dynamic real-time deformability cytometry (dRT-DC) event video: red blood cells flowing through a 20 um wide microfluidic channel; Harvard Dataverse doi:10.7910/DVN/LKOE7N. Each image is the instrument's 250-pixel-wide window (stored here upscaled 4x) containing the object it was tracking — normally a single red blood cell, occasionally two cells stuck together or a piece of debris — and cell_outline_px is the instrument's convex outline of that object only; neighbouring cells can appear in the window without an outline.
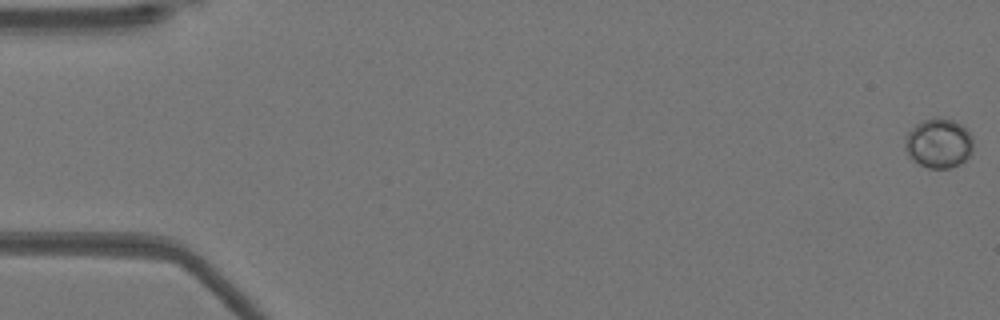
{"species": "Egyptian fruit bat (a non-hibernating species)", "species_latin": "Rousettus aegyptiacus", "temperature_condition": "warm", "stored_images_in_passage": 52, "camera_frame_rate_fps": 3000, "um_per_image_px": 0.085, "animal": {"sex": "female"}, "frame": {"image": 1, "passage_image": 1, "time_ms": 0.0, "image_size_px": [1000, 320], "cell_outline_px": [[972, 152], [960, 164], [952, 168], [928, 168], [920, 164], [908, 156], [904, 148], [904, 144], [908, 132], [916, 124], [924, 120], [952, 120], [960, 124], [972, 136]], "centroid_in_image_um": [79.78, 12.22], "position_along_channel_um": 5.2, "area_um2": 19.25}}
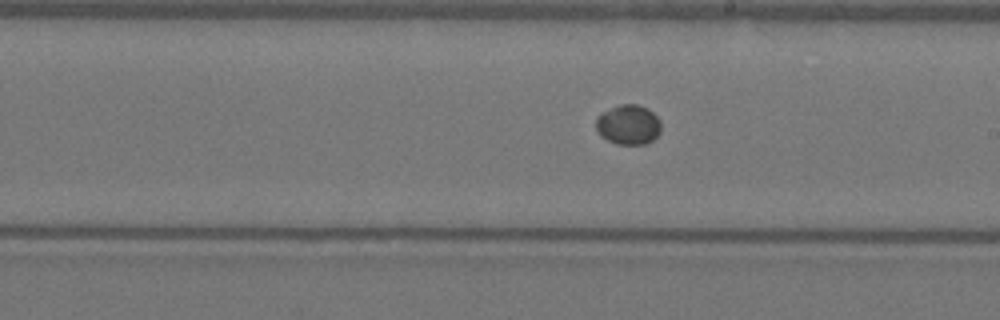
{"frame": {"image": 2, "passage_image": 30, "time_ms": 9.667, "image_size_px": [1000, 320], "cell_outline_px": [[660, 132], [652, 140], [644, 144], [616, 144], [600, 136], [596, 128], [596, 116], [600, 112], [620, 104], [636, 104], [648, 108], [660, 120]], "centroid_in_image_um": [53.38, 10.58], "position_along_channel_um": 235.6, "area_um2": 15.2}}
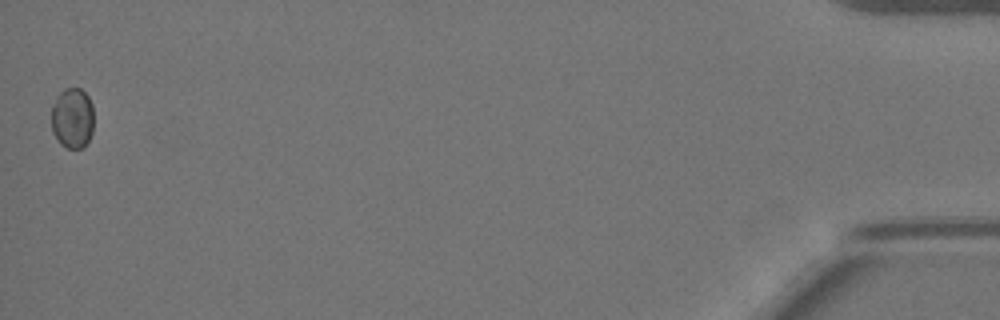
{"frame": {"image": 3, "passage_image": 52, "time_ms": 17.0, "image_size_px": [1000, 320], "cell_outline_px": [[92, 132], [88, 140], [80, 148], [68, 148], [60, 144], [52, 132], [52, 104], [56, 96], [64, 88], [80, 88], [88, 96], [92, 104]], "centroid_in_image_um": [6.13, 10.01], "position_along_channel_um": 429.1, "area_um2": 14.91}}